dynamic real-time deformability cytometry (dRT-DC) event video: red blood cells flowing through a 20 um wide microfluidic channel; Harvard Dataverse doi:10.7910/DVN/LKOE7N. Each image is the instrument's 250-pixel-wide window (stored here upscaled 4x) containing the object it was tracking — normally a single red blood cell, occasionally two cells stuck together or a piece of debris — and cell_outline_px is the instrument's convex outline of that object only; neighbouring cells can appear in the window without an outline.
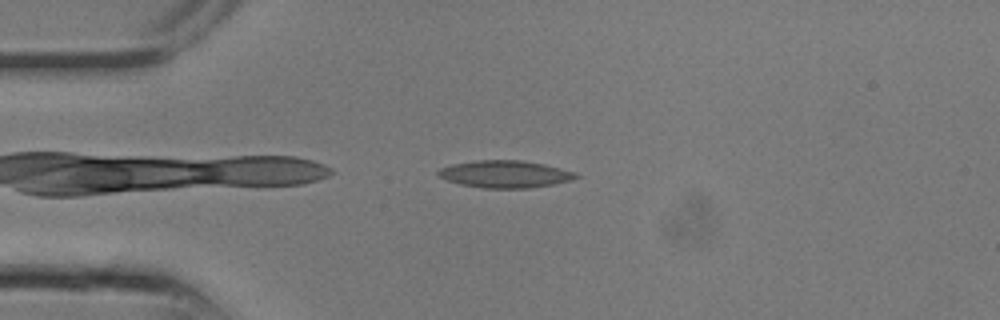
{"species": "common noctule bat (a hibernating species)", "species_latin": "Nyctalus noctula", "temperature_condition": "room temperature", "stored_images_in_passage": 10, "camera_frame_rate_fps": 3000, "um_per_image_px": 0.085, "animal": {"sex": "male", "body_mass_g": 13.3}, "frame": {"image": 1, "passage_image": 1, "time_ms": 0.0, "image_size_px": [1000, 320], "cell_outline_px": [[580, 176], [572, 180], [552, 184], [528, 188], [484, 188], [460, 184], [448, 180], [440, 176], [436, 172], [440, 168], [452, 164], [476, 160], [520, 160], [544, 164], [576, 172]], "centroid_in_image_um": [42.94, 14.79], "position_along_channel_um": 42.1, "area_um2": 21.73}}
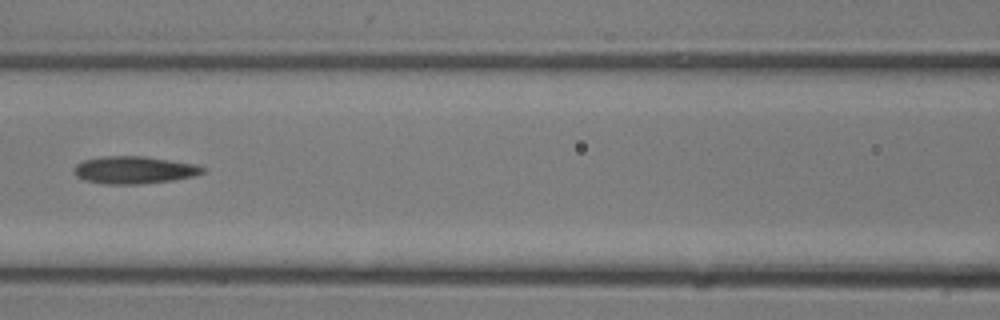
{"frame": {"image": 2, "passage_image": 6, "time_ms": 1.667, "image_size_px": [1000, 320], "cell_outline_px": [[204, 172], [192, 176], [172, 180], [140, 184], [104, 184], [84, 180], [76, 176], [72, 172], [72, 168], [76, 164], [84, 160], [104, 156], [144, 156], [192, 164], [204, 168]], "centroid_in_image_um": [11.3, 14.45], "position_along_channel_um": 155.3, "area_um2": 20.4}}
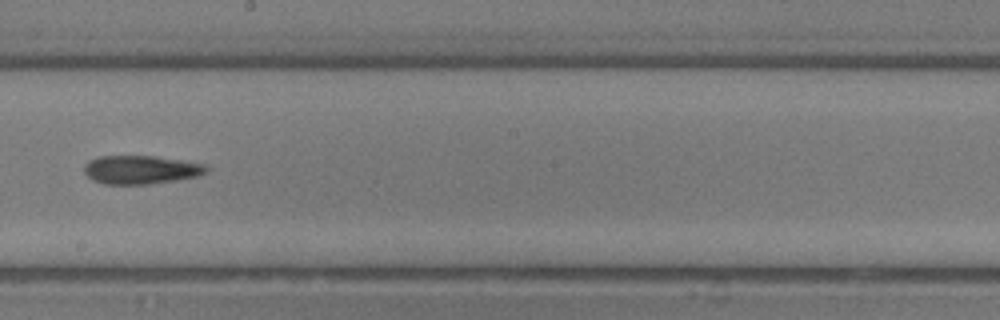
{"frame": {"image": 3, "passage_image": 9, "time_ms": 2.667, "image_size_px": [1000, 320], "cell_outline_px": [[208, 172], [196, 176], [176, 180], [152, 184], [104, 184], [92, 180], [84, 172], [84, 164], [88, 160], [100, 156], [152, 156], [180, 160], [204, 164], [208, 168]], "centroid_in_image_um": [11.94, 14.43], "position_along_channel_um": 236.3, "area_um2": 20.29}}